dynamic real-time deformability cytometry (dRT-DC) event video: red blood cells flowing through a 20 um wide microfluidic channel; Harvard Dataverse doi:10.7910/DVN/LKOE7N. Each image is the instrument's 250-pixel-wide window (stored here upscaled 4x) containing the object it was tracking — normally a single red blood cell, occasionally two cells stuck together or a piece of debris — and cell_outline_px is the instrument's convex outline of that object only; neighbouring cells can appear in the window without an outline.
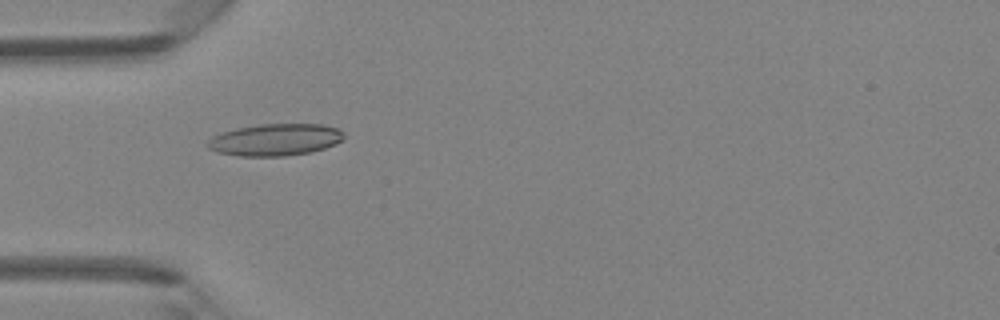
{"species": "Egyptian fruit bat (a non-hibernating species)", "species_latin": "Rousettus aegyptiacus", "temperature_condition": "room temperature", "stored_images_in_passage": 48, "camera_frame_rate_fps": 3000, "um_per_image_px": 0.085, "animal": {"sex": "female"}, "frame": {"image": 1, "passage_image": 15, "time_ms": 4.667, "image_size_px": [1000, 320], "cell_outline_px": [[344, 140], [336, 144], [312, 152], [284, 156], [240, 156], [216, 152], [208, 148], [208, 140], [212, 136], [220, 132], [236, 128], [260, 124], [324, 124], [340, 128], [344, 132]], "centroid_in_image_um": [23.43, 11.87], "position_along_channel_um": 61.6, "area_um2": 25.72}}
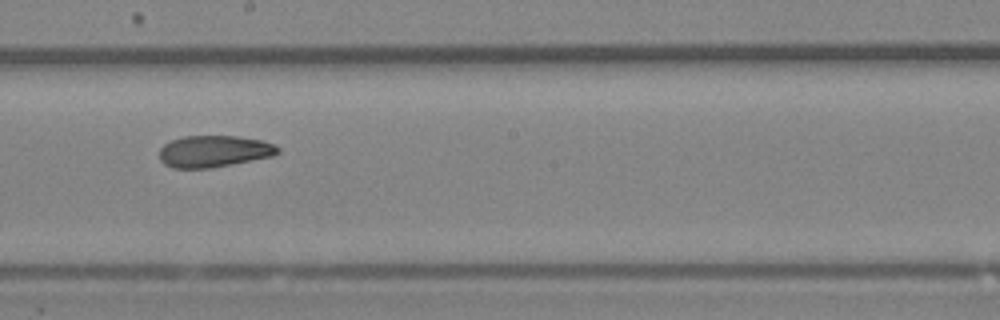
{"frame": {"image": 2, "passage_image": 27, "time_ms": 8.667, "image_size_px": [1000, 320], "cell_outline_px": [[280, 152], [272, 156], [232, 164], [208, 168], [172, 168], [164, 164], [160, 160], [160, 148], [164, 144], [172, 140], [184, 136], [236, 136], [260, 140], [276, 144], [280, 148]], "centroid_in_image_um": [18.19, 12.86], "position_along_channel_um": 230.0, "area_um2": 21.85}}
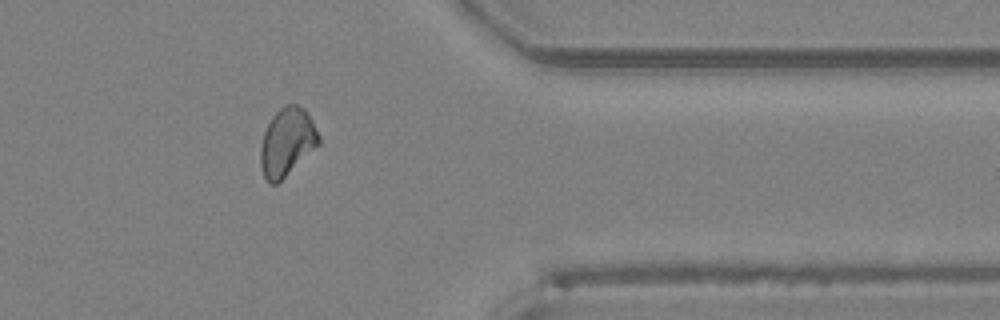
{"frame": {"image": 3, "passage_image": 39, "time_ms": 12.667, "image_size_px": [1000, 320], "cell_outline_px": [[320, 144], [276, 184], [272, 184], [264, 176], [260, 164], [260, 148], [264, 132], [272, 116], [284, 104], [296, 104], [304, 108], [312, 120], [320, 136]], "centroid_in_image_um": [24.4, 12.04], "position_along_channel_um": 387.0, "area_um2": 22.89}, "authors_computed_cell_mechanics": {"area_um2": 23.2356, "velocity_mm_per_s": 4.2802, "shape_relaxation_time_tau1_ms": null, "shape_relaxation_time_tau2_ms": 3.3759, "deformation_change_tau1": null, "deformation_change_tau2": 0.0908}}